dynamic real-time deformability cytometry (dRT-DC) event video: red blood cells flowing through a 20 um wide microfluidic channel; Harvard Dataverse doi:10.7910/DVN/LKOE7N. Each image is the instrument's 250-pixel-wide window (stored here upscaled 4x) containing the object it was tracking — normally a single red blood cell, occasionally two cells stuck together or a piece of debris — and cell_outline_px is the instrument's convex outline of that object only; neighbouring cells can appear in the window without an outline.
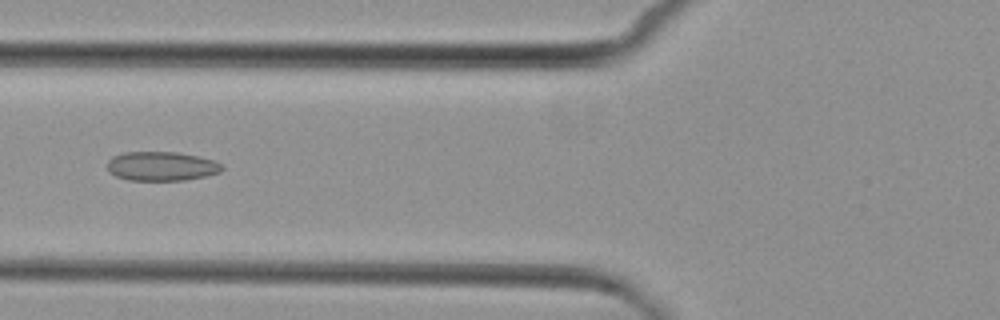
{"species": "common noctule bat (a hibernating species)", "species_latin": "Nyctalus noctula", "temperature_condition": "cold", "stored_images_in_passage": 8, "camera_frame_rate_fps": 3000, "um_per_image_px": 0.085, "animal": {"sex": "female", "body_mass_g": 29.2, "forearm_length_mm": 56.3}, "frame": {"image": 1, "passage_image": 6, "time_ms": 6.0, "image_size_px": [1000, 320], "cell_outline_px": [[224, 168], [220, 172], [204, 176], [184, 180], [128, 180], [116, 176], [108, 172], [108, 160], [112, 156], [124, 152], [176, 152], [196, 156], [212, 160], [220, 164]], "centroid_in_image_um": [13.68, 14.13], "position_along_channel_um": 112.1, "area_um2": 19.36}}
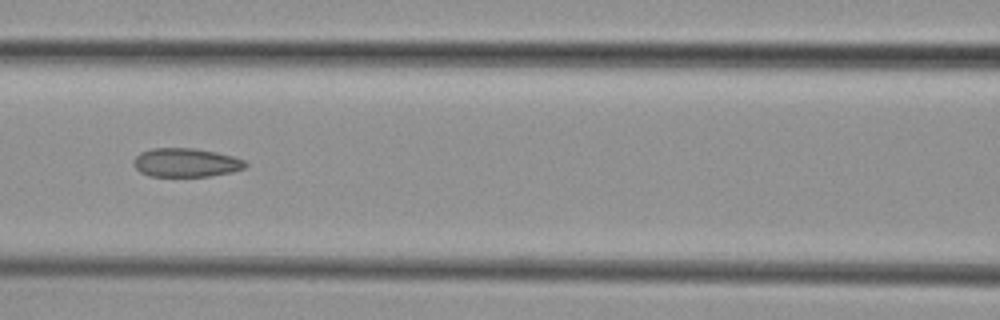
{"frame": {"image": 2, "passage_image": 7, "time_ms": 7.0, "image_size_px": [1000, 320], "cell_outline_px": [[248, 164], [244, 168], [232, 172], [208, 176], [148, 176], [140, 172], [132, 164], [132, 160], [140, 152], [152, 148], [196, 148], [216, 152], [232, 156], [244, 160]], "centroid_in_image_um": [15.77, 13.81], "position_along_channel_um": 150.8, "area_um2": 18.84}}
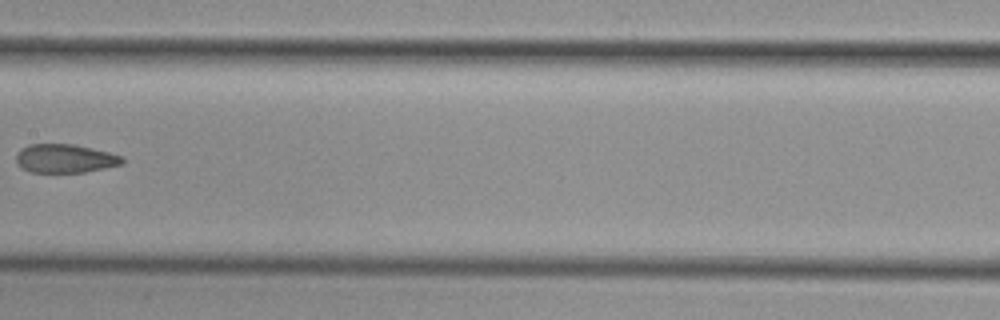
{"frame": {"image": 3, "passage_image": 8, "time_ms": 8.333, "image_size_px": [1000, 320], "cell_outline_px": [[124, 164], [84, 172], [32, 172], [24, 168], [16, 160], [16, 152], [20, 148], [28, 144], [72, 144], [92, 148], [124, 156]], "centroid_in_image_um": [5.55, 13.46], "position_along_channel_um": 201.9, "area_um2": 17.69}}